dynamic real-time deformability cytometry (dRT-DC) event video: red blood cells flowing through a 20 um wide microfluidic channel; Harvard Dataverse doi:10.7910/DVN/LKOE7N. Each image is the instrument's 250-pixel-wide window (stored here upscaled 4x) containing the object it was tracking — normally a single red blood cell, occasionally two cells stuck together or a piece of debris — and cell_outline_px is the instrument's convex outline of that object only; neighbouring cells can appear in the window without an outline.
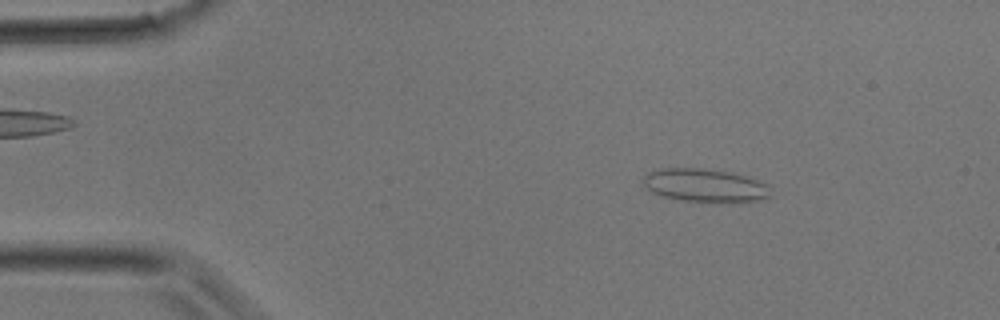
{"species": "common noctule bat (a hibernating species)", "species_latin": "Nyctalus noctula", "temperature_condition": "room temperature", "stored_images_in_passage": 34, "camera_frame_rate_fps": 3000, "um_per_image_px": 0.085, "animal": {"sex": "male", "body_mass_g": 17.9}, "frame": {"image": 1, "passage_image": 4, "time_ms": 1.0, "image_size_px": [1000, 320], "cell_outline_px": [[772, 196], [764, 200], [732, 204], [680, 200], [660, 196], [652, 192], [644, 184], [644, 176], [648, 172], [660, 168], [704, 168], [732, 172], [768, 184]], "centroid_in_image_um": [59.99, 15.79], "position_along_channel_um": 25.0, "area_um2": 25.37}}
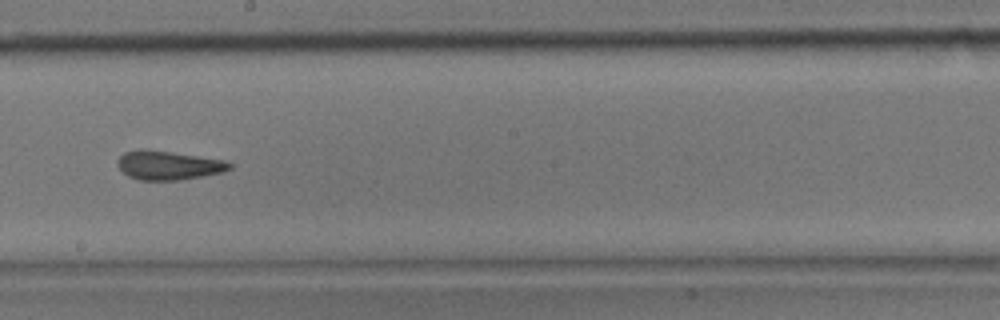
{"frame": {"image": 2, "passage_image": 18, "time_ms": 5.667, "image_size_px": [1000, 320], "cell_outline_px": [[232, 168], [224, 172], [176, 180], [140, 180], [128, 176], [116, 164], [116, 160], [124, 152], [140, 148], [172, 152], [224, 160], [232, 164]], "centroid_in_image_um": [14.28, 14.04], "position_along_channel_um": 233.9, "area_um2": 18.84}}
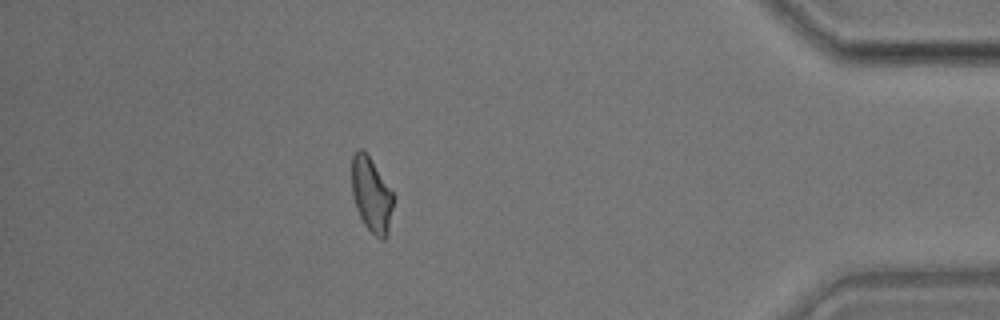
{"frame": {"image": 3, "passage_image": 29, "time_ms": 9.333, "image_size_px": [1000, 320], "cell_outline_px": [[396, 196], [388, 236], [384, 240], [380, 240], [364, 224], [356, 208], [352, 196], [352, 156], [356, 148], [364, 148]], "centroid_in_image_um": [31.6, 16.54], "position_along_channel_um": 403.6, "area_um2": 18.73}}